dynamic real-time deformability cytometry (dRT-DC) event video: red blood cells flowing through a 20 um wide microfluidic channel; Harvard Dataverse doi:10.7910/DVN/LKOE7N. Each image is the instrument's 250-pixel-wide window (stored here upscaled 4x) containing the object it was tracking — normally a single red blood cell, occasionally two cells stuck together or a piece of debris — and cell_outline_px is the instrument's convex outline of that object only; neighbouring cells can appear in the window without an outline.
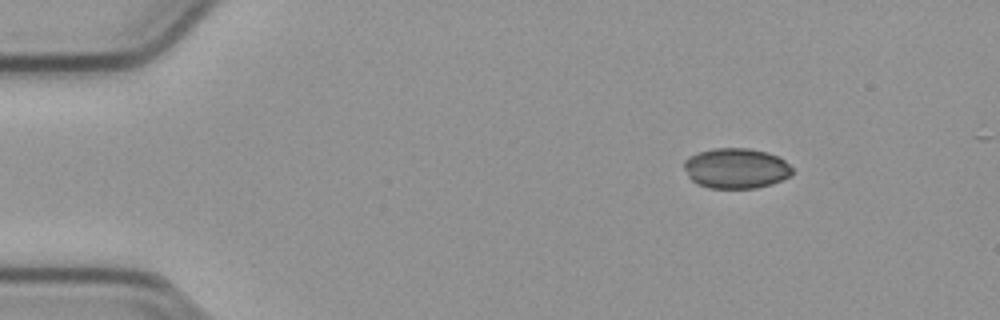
{"species": "common noctule bat (a hibernating species)", "species_latin": "Nyctalus noctula", "temperature_condition": "cold", "stored_images_in_passage": 44, "camera_frame_rate_fps": 3000, "um_per_image_px": 0.085, "animal": {"sex": "male", "body_mass_g": 23.1, "forearm_length_mm": 52.7}, "frame": {"image": 1, "passage_image": 1, "time_ms": 0.0, "image_size_px": [1000, 320], "cell_outline_px": [[792, 172], [788, 176], [772, 184], [756, 188], [708, 188], [692, 180], [688, 176], [684, 168], [684, 160], [688, 156], [700, 152], [716, 148], [748, 148], [768, 152], [784, 160], [792, 168]], "centroid_in_image_um": [62.55, 14.3], "position_along_channel_um": 22.5, "area_um2": 25.26}}
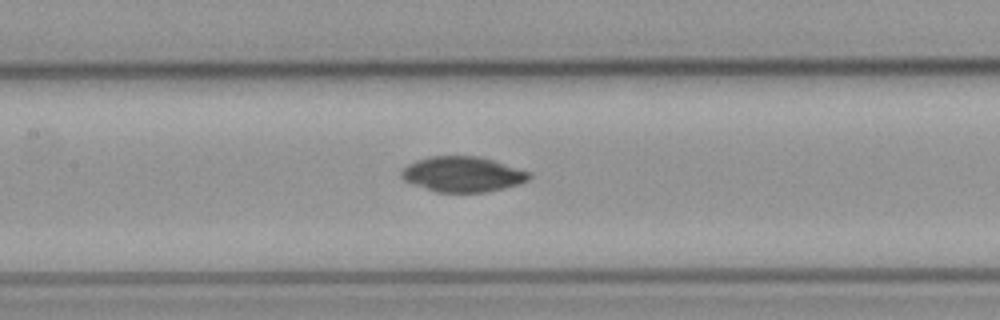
{"frame": {"image": 2, "passage_image": 19, "time_ms": 6.0, "image_size_px": [1000, 320], "cell_outline_px": [[532, 176], [528, 180], [520, 184], [488, 192], [436, 192], [404, 180], [400, 176], [400, 172], [408, 164], [416, 160], [428, 156], [480, 156], [532, 172]], "centroid_in_image_um": [39.36, 14.8], "position_along_channel_um": 168.0, "area_um2": 26.41}}
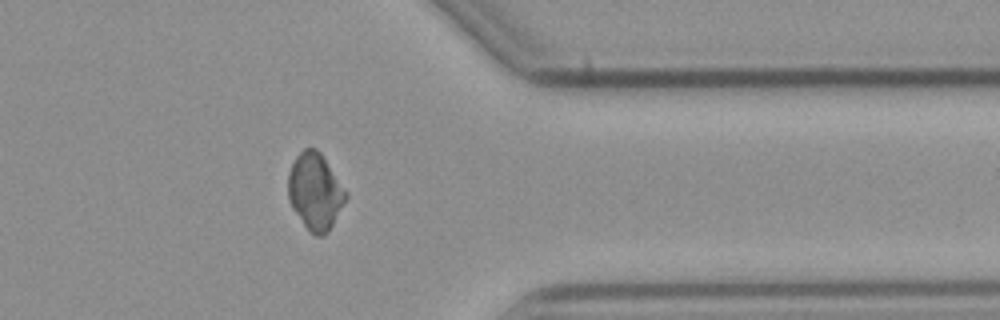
{"frame": {"image": 3, "passage_image": 37, "time_ms": 12.0, "image_size_px": [1000, 320], "cell_outline_px": [[348, 196], [328, 232], [324, 236], [316, 236], [304, 224], [292, 208], [288, 200], [288, 172], [296, 156], [304, 148], [316, 148], [320, 152], [348, 192]], "centroid_in_image_um": [26.79, 16.26], "position_along_channel_um": 384.6, "area_um2": 25.66}}